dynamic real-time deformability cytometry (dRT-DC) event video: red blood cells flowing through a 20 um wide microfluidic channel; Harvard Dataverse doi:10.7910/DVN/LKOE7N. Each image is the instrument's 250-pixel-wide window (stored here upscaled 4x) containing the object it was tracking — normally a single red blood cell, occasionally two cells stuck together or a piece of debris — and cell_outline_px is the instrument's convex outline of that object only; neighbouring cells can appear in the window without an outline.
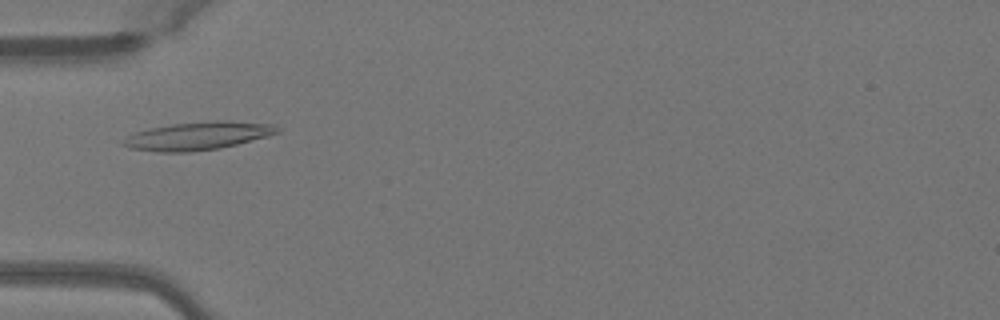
{"species": "Egyptian fruit bat (a non-hibernating species)", "species_latin": "Rousettus aegyptiacus", "temperature_condition": "warm", "stored_images_in_passage": 39, "camera_frame_rate_fps": 3000, "um_per_image_px": 0.085, "animal": {"sex": "female"}, "frame": {"image": 1, "passage_image": 5, "time_ms": 1.333, "image_size_px": [1000, 320], "cell_outline_px": [[280, 132], [268, 136], [220, 148], [188, 152], [156, 152], [128, 148], [120, 144], [120, 140], [136, 132], [152, 128], [172, 124], [212, 120], [232, 120], [276, 124], [280, 128]], "centroid_in_image_um": [16.84, 11.54], "position_along_channel_um": 68.2, "area_um2": 25.49}}
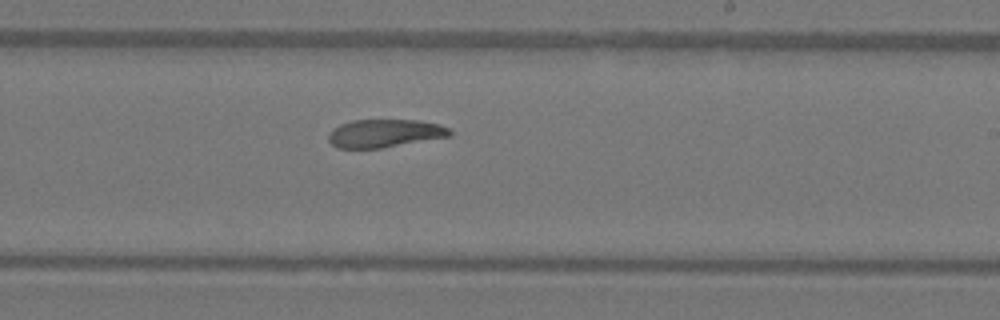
{"frame": {"image": 2, "passage_image": 19, "time_ms": 6.0, "image_size_px": [1000, 320], "cell_outline_px": [[452, 136], [380, 148], [336, 148], [328, 140], [328, 136], [340, 124], [352, 120], [420, 120], [440, 124], [448, 128], [452, 132]], "centroid_in_image_um": [32.74, 11.33], "position_along_channel_um": 256.3, "area_um2": 19.77}}
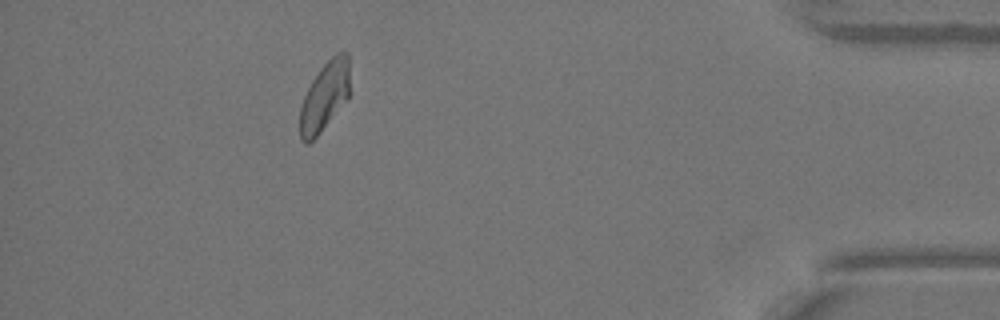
{"frame": {"image": 3, "passage_image": 34, "time_ms": 11.0, "image_size_px": [1000, 320], "cell_outline_px": [[348, 100], [320, 132], [308, 144], [304, 144], [300, 140], [300, 108], [304, 96], [312, 80], [320, 68], [336, 52], [348, 52]], "centroid_in_image_um": [27.58, 8.21], "position_along_channel_um": 407.6, "area_um2": 19.94}, "authors_computed_cell_mechanics": {"area_um2": 20.8658, "velocity_mm_per_s": 4.0401, "shape_relaxation_time_tau1_ms": null, "shape_relaxation_time_tau2_ms": 6.3756, "deformation_change_tau1": null, "deformation_change_tau2": 0.1286}}